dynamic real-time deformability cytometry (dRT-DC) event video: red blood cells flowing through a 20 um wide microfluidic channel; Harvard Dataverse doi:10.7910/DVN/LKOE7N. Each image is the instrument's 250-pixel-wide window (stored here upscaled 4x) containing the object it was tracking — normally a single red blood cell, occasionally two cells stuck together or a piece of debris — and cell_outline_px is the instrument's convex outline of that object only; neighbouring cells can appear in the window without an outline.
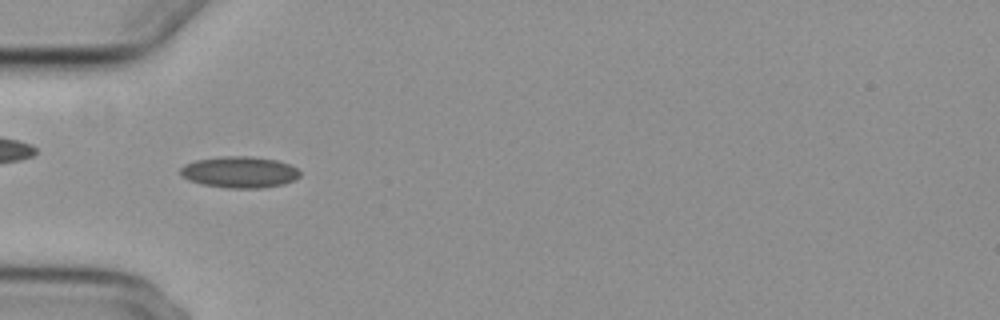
{"species": "common noctule bat (a hibernating species)", "species_latin": "Nyctalus noctula", "temperature_condition": "cold", "stored_images_in_passage": 39, "camera_frame_rate_fps": 3000, "um_per_image_px": 0.085, "animal": {"sex": "female", "body_mass_g": 29.2, "forearm_length_mm": 56.3}, "frame": {"image": 1, "passage_image": 5, "time_ms": 1.333, "image_size_px": [1000, 320], "cell_outline_px": [[300, 176], [284, 184], [260, 188], [228, 188], [200, 184], [188, 180], [180, 176], [180, 168], [184, 164], [196, 160], [220, 156], [248, 156], [276, 160], [288, 164], [296, 168], [300, 172]], "centroid_in_image_um": [20.31, 14.63], "position_along_channel_um": 64.7, "area_um2": 21.91}}
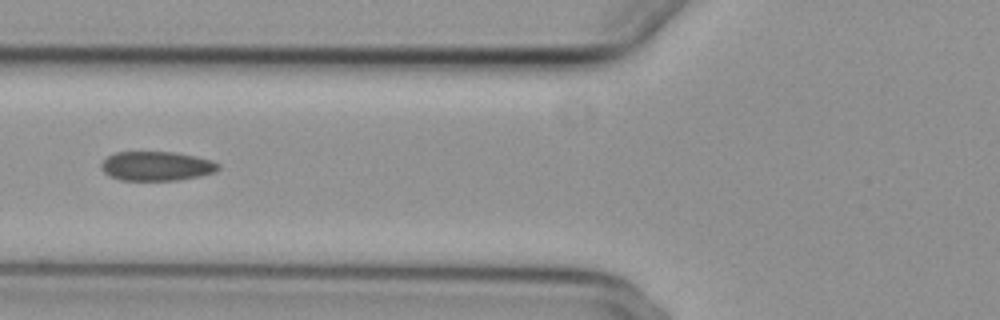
{"frame": {"image": 2, "passage_image": 9, "time_ms": 2.667, "image_size_px": [1000, 320], "cell_outline_px": [[220, 168], [212, 172], [200, 176], [176, 180], [120, 180], [108, 176], [100, 168], [100, 164], [108, 156], [116, 152], [172, 152], [192, 156], [208, 160], [220, 164]], "centroid_in_image_um": [13.24, 14.12], "position_along_channel_um": 112.6, "area_um2": 19.77}, "authors_computed_cell_mechanics": {"area_um2": 20.4612, "velocity_mm_per_s": 3.7292, "shape_relaxation_time_tau1_ms": null, "shape_relaxation_time_tau2_ms": 2.7778, "deformation_change_tau1": null, "deformation_change_tau2": 0.0788}}